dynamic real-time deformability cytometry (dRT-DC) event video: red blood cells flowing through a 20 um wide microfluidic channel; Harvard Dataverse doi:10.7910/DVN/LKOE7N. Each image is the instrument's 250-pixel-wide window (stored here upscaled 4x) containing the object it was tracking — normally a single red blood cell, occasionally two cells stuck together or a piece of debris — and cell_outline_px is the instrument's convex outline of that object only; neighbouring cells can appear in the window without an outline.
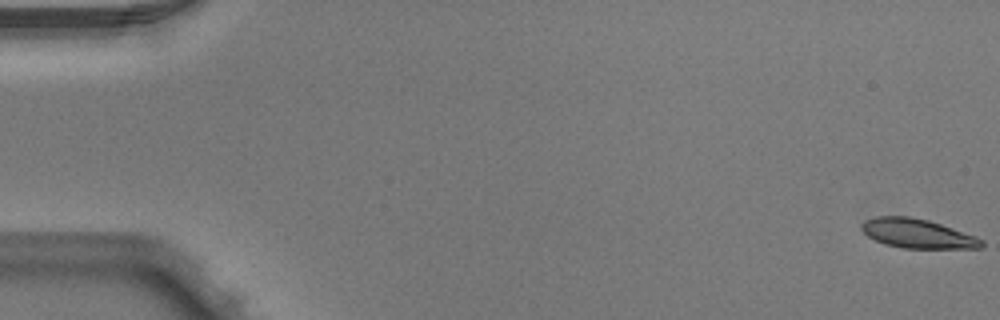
{"species": "Egyptian fruit bat (a non-hibernating species)", "species_latin": "Rousettus aegyptiacus", "temperature_condition": "warm", "stored_images_in_passage": 6, "camera_frame_rate_fps": 3000, "um_per_image_px": 0.085, "animal": {"sex": "male"}, "frame": {"image": 1, "passage_image": 1, "time_ms": 0.0, "image_size_px": [1000, 320], "cell_outline_px": [[984, 244], [980, 248], [904, 248], [884, 244], [868, 236], [860, 228], [860, 224], [864, 220], [876, 216], [908, 216], [928, 220], [976, 236], [984, 240]], "centroid_in_image_um": [77.96, 19.85], "position_along_channel_um": 7.0, "area_um2": 20.4}}
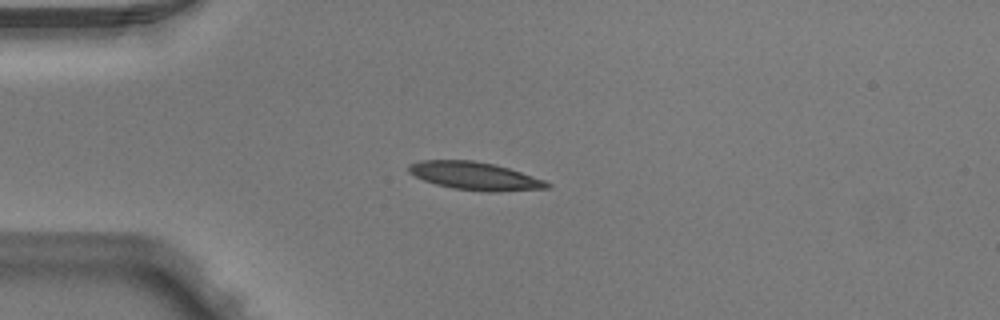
{"frame": {"image": 2, "passage_image": 4, "time_ms": 1.0, "image_size_px": [1000, 320], "cell_outline_px": [[552, 188], [496, 192], [488, 192], [452, 188], [436, 184], [424, 180], [408, 172], [408, 164], [420, 160], [472, 160], [492, 164], [508, 168], [544, 180], [552, 184]], "centroid_in_image_um": [40.37, 14.96], "position_along_channel_um": 44.6, "area_um2": 22.48}}
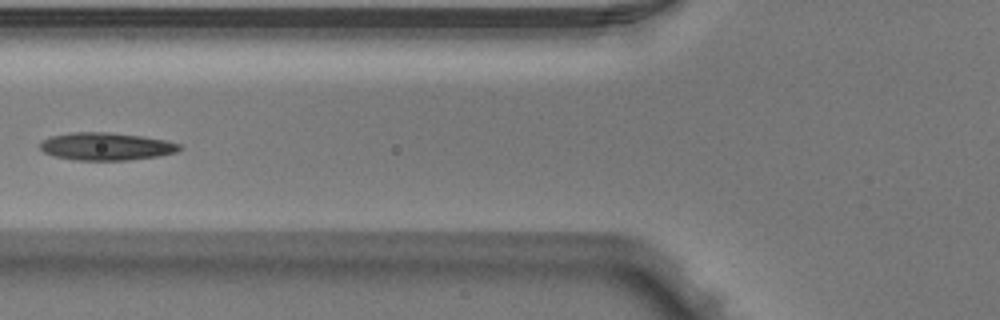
{"frame": {"image": 3, "passage_image": 6, "time_ms": 1.667, "image_size_px": [1000, 320], "cell_outline_px": [[184, 148], [176, 152], [156, 156], [128, 160], [76, 160], [52, 156], [44, 152], [40, 148], [40, 144], [44, 140], [52, 136], [72, 132], [108, 132], [140, 136], [164, 140], [180, 144]], "centroid_in_image_um": [9.02, 12.45], "position_along_channel_um": 116.8, "area_um2": 22.31}}